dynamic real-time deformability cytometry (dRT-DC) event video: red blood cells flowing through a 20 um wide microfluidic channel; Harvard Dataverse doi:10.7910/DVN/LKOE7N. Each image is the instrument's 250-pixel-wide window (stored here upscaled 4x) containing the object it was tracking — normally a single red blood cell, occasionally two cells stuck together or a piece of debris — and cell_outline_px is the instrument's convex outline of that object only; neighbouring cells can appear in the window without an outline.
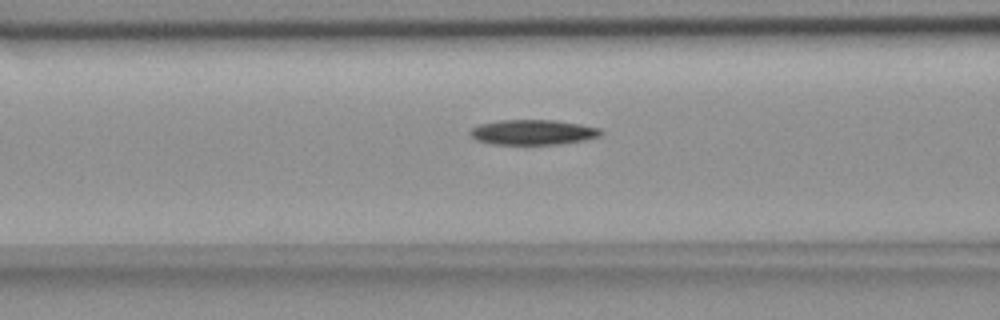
{"species": "common noctule bat (a hibernating species)", "species_latin": "Nyctalus noctula", "temperature_condition": "room temperature", "stored_images_in_passage": 42, "camera_frame_rate_fps": 3000, "um_per_image_px": 0.085, "animal": {"sex": "female", "body_mass_g": 18.4}, "frame": {"image": 1, "passage_image": 16, "time_ms": 5.0, "image_size_px": [1000, 320], "cell_outline_px": [[604, 132], [600, 136], [584, 140], [560, 144], [492, 144], [476, 140], [468, 132], [472, 128], [480, 124], [500, 120], [556, 120], [580, 124], [600, 128]], "centroid_in_image_um": [45.32, 11.24], "position_along_channel_um": 121.3, "area_um2": 19.13}}
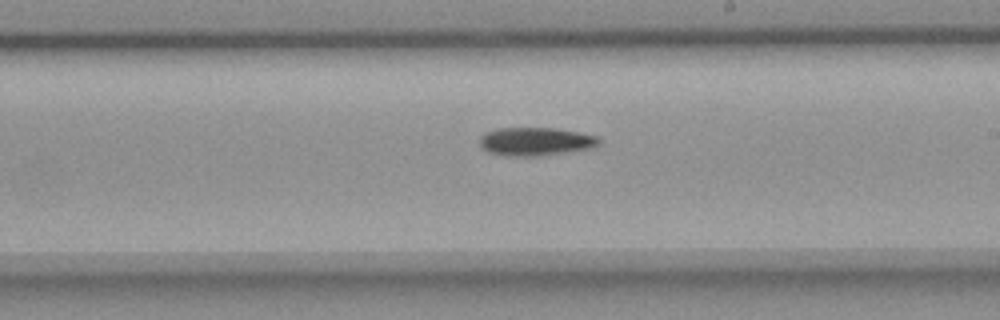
{"frame": {"image": 2, "passage_image": 26, "time_ms": 8.333, "image_size_px": [1000, 320], "cell_outline_px": [[600, 144], [592, 148], [568, 152], [540, 156], [508, 156], [488, 152], [480, 148], [480, 136], [484, 132], [500, 128], [556, 128], [596, 136], [600, 140]], "centroid_in_image_um": [45.49, 12.03], "position_along_channel_um": 243.5, "area_um2": 19.77}}
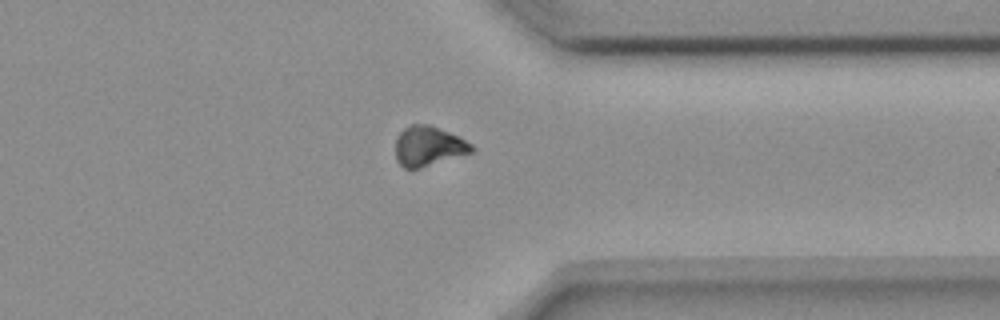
{"frame": {"image": 3, "passage_image": 37, "time_ms": 12.0, "image_size_px": [1000, 320], "cell_outline_px": [[476, 148], [472, 152], [420, 168], [404, 168], [396, 160], [396, 136], [404, 128], [412, 124], [428, 124], [460, 136], [472, 144]], "centroid_in_image_um": [36.43, 12.41], "position_along_channel_um": 375.0, "area_um2": 17.69}}